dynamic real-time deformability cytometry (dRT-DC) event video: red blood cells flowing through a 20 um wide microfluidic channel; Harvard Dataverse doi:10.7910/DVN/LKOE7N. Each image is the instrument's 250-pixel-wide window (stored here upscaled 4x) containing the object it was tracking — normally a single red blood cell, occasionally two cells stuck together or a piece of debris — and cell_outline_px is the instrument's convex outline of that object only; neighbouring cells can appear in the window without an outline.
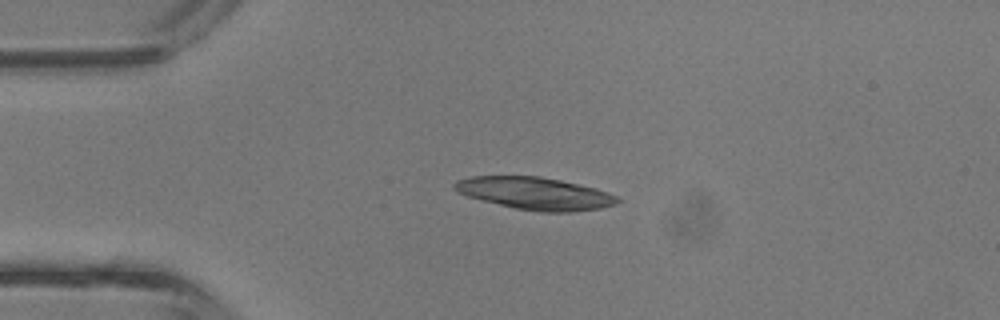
{"species": "common noctule bat (a hibernating species)", "species_latin": "Nyctalus noctula", "temperature_condition": "room temperature", "stored_images_in_passage": 3, "camera_frame_rate_fps": 3000, "um_per_image_px": 0.085, "animal": {"sex": "male", "body_mass_g": 13.3}, "frame": {"image": 1, "passage_image": 2, "time_ms": 0.333, "image_size_px": [1000, 320], "cell_outline_px": [[620, 200], [616, 204], [600, 208], [572, 212], [540, 212], [516, 208], [468, 196], [456, 192], [452, 188], [452, 184], [456, 180], [472, 176], [540, 176], [560, 180], [596, 188], [620, 196]], "centroid_in_image_um": [45.49, 16.43], "position_along_channel_um": 39.5, "area_um2": 30.75}}